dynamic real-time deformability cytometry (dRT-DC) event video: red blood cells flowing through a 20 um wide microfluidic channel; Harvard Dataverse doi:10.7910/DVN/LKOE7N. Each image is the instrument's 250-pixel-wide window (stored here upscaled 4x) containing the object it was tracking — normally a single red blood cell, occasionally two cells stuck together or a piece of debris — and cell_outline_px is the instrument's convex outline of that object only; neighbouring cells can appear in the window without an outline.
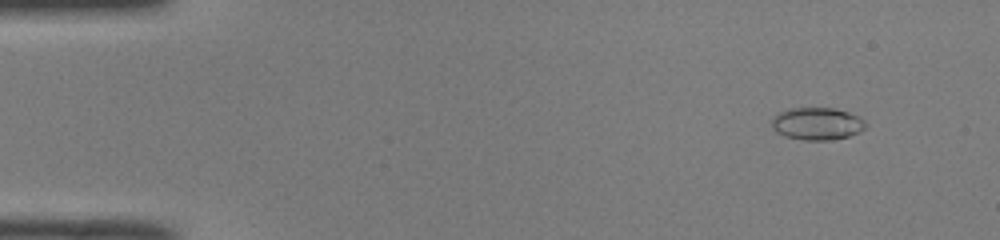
{"species": "common noctule bat (a hibernating species)", "species_latin": "Nyctalus noctula", "temperature_condition": "room temperature", "stored_images_in_passage": 51, "camera_frame_rate_fps": 3000, "um_per_image_px": 0.085, "animal": {"sex": "male", "body_mass_g": 19.0, "forearm_length_mm": 50.8}, "frame": {"image": 1, "passage_image": 5, "time_ms": 1.333, "image_size_px": [1000, 240], "cell_outline_px": [[868, 124], [860, 132], [848, 136], [832, 140], [804, 140], [784, 136], [776, 132], [772, 128], [772, 116], [780, 112], [792, 108], [836, 108], [848, 112], [864, 120]], "centroid_in_image_um": [69.44, 10.52], "position_along_channel_um": 15.6, "area_um2": 17.8}}
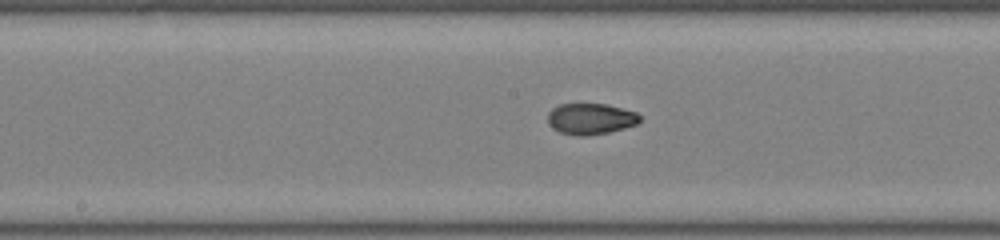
{"frame": {"image": 2, "passage_image": 27, "time_ms": 8.667, "image_size_px": [1000, 240], "cell_outline_px": [[640, 120], [636, 124], [624, 128], [608, 132], [588, 136], [576, 136], [560, 132], [552, 128], [548, 124], [548, 112], [552, 108], [560, 104], [608, 104], [636, 112], [640, 116]], "centroid_in_image_um": [50.18, 10.1], "position_along_channel_um": 198.0, "area_um2": 16.76}}
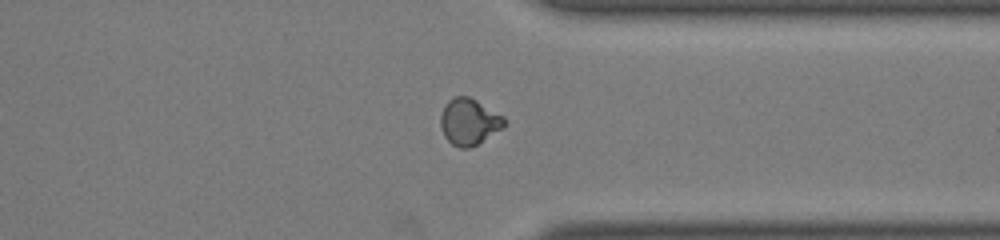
{"frame": {"image": 3, "passage_image": 40, "time_ms": 13.0, "image_size_px": [1000, 240], "cell_outline_px": [[508, 120], [504, 128], [476, 144], [468, 148], [460, 148], [452, 144], [444, 136], [440, 128], [440, 116], [448, 100], [456, 96], [468, 96], [476, 100], [504, 116]], "centroid_in_image_um": [39.89, 10.34], "position_along_channel_um": 371.5, "area_um2": 17.28}, "authors_computed_cell_mechanics": {"area_um2": 16.9354, "velocity_mm_per_s": 4.029, "shape_relaxation_time_tau1_ms": null, "shape_relaxation_time_tau2_ms": 1.0953, "deformation_change_tau1": null, "deformation_change_tau2": 0.0472}}